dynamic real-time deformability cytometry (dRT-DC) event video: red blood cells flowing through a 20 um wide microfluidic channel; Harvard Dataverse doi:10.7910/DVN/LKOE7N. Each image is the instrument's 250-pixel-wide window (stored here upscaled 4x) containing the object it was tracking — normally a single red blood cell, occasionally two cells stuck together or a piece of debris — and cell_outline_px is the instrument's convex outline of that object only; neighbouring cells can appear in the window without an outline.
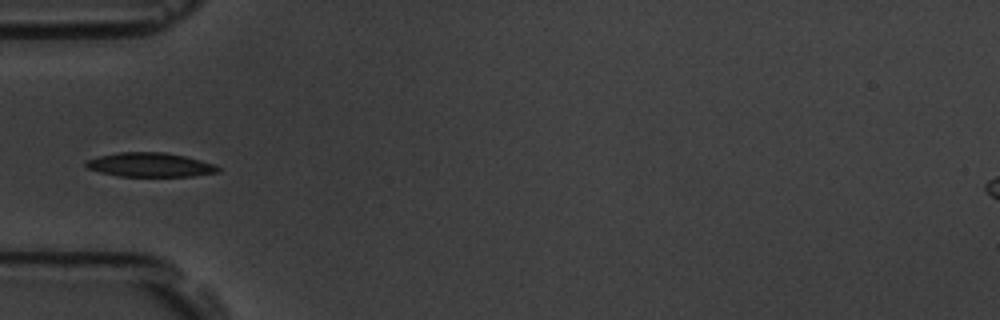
{"species": "common noctule bat (a hibernating species)", "species_latin": "Nyctalus noctula", "temperature_condition": "room temperature", "stored_images_in_passage": 15, "camera_frame_rate_fps": 3000, "um_per_image_px": 0.085, "animal": {"sex": "male", "body_mass_g": 19.5, "forearm_length_mm": 54.6}, "frame": {"image": 1, "passage_image": 5, "time_ms": 5.667, "image_size_px": [1000, 320], "cell_outline_px": [[220, 172], [192, 176], [120, 176], [100, 172], [84, 168], [84, 164], [88, 160], [100, 156], [120, 152], [164, 152], [184, 156], [216, 164], [220, 168]], "centroid_in_image_um": [12.77, 14.01], "position_along_channel_um": 72.2, "area_um2": 18.55}}
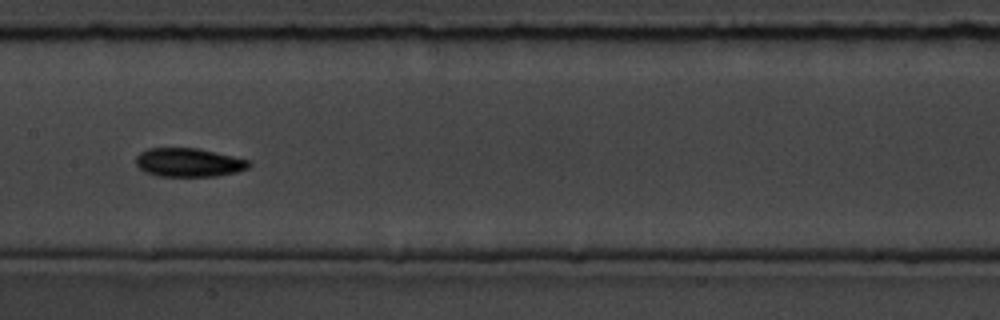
{"frame": {"image": 2, "passage_image": 8, "time_ms": 9.0, "image_size_px": [1000, 320], "cell_outline_px": [[252, 164], [248, 168], [236, 172], [216, 176], [156, 176], [144, 172], [136, 164], [136, 156], [140, 152], [148, 148], [200, 148], [248, 160]], "centroid_in_image_um": [16.02, 13.81], "position_along_channel_um": 191.4, "area_um2": 18.96}}
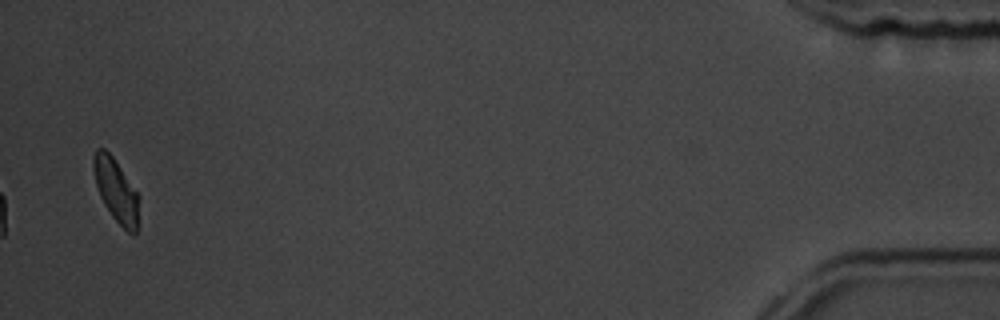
{"frame": {"image": 3, "passage_image": 15, "time_ms": 18.0, "image_size_px": [1000, 320], "cell_outline_px": [[140, 196], [136, 232], [128, 232], [112, 216], [104, 204], [100, 196], [96, 184], [92, 168], [92, 156], [96, 148], [104, 148], [112, 156]], "centroid_in_image_um": [9.84, 16.14], "position_along_channel_um": 425.4, "area_um2": 16.65}, "authors_computed_cell_mechanics": {"area_um2": 18.3804, "velocity_mm_per_s": 3.5688, "shape_relaxation_time_tau1_ms": 2.0614, "shape_relaxation_time_tau2_ms": 3.0285, "deformation_change_tau1": 0.0956, "deformation_change_tau2": 0.0604}}